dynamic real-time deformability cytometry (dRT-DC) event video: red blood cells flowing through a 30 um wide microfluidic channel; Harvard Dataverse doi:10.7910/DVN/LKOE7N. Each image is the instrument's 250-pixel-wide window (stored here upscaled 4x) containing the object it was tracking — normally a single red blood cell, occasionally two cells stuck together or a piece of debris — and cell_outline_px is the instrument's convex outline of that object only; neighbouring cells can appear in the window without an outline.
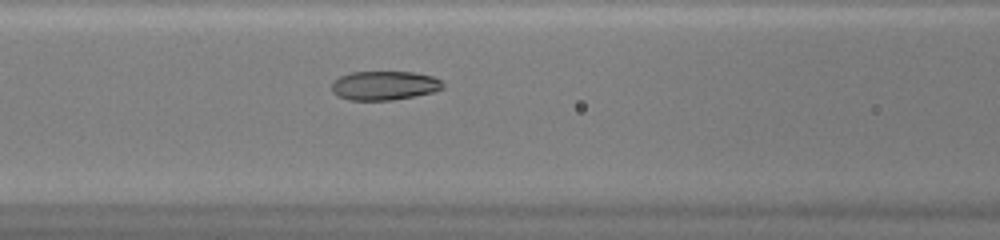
{"species": "common noctule bat (a hibernating species)", "species_latin": "Nyctalus noctula", "temperature_condition": "warm", "stored_images_in_passage": 42, "camera_frame_rate_fps": 3000, "um_per_image_px": 0.085, "animal": {"sex": "female", "body_mass_g": 20.0, "forearm_length_mm": 54.0}, "frame": {"image": 1, "passage_image": 15, "time_ms": 4.667, "image_size_px": [1000, 240], "cell_outline_px": [[444, 88], [432, 92], [416, 96], [392, 100], [348, 100], [336, 96], [332, 92], [332, 80], [340, 76], [352, 72], [412, 72], [432, 76], [440, 80], [444, 84]], "centroid_in_image_um": [32.64, 7.28], "position_along_channel_um": 134.0, "area_um2": 18.96}}
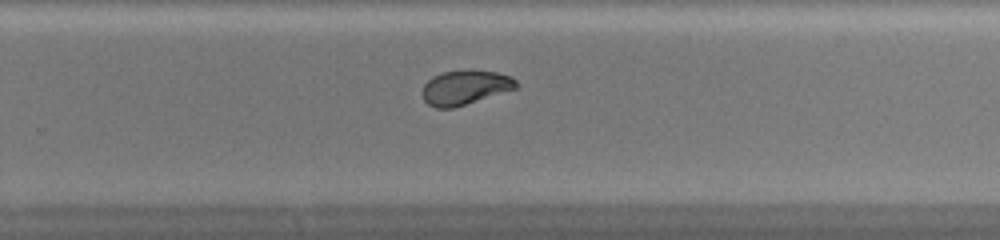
{"frame": {"image": 2, "passage_image": 26, "time_ms": 8.333, "image_size_px": [1000, 240], "cell_outline_px": [[520, 84], [516, 88], [452, 108], [436, 108], [428, 104], [424, 100], [420, 92], [424, 84], [432, 76], [444, 72], [472, 68], [496, 72], [512, 76]], "centroid_in_image_um": [39.52, 7.4], "position_along_channel_um": 290.3, "area_um2": 19.07}}
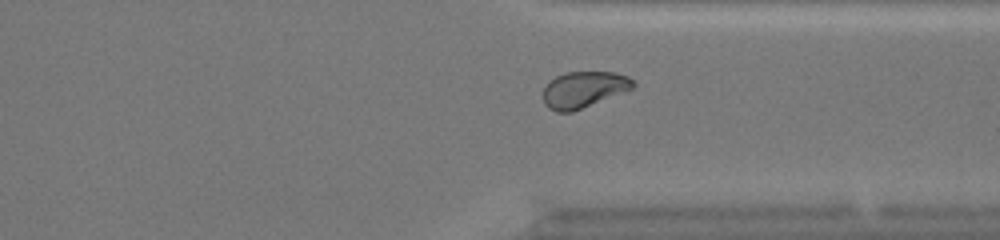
{"frame": {"image": 3, "passage_image": 31, "time_ms": 10.0, "image_size_px": [1000, 240], "cell_outline_px": [[636, 84], [632, 88], [572, 112], [556, 112], [548, 108], [544, 104], [544, 88], [548, 80], [556, 76], [568, 72], [616, 72], [628, 76]], "centroid_in_image_um": [49.58, 7.6], "position_along_channel_um": 361.8, "area_um2": 18.84}, "authors_computed_cell_mechanics": {"area_um2": 19.6231, "velocity_mm_per_s": 4.2664, "shape_relaxation_time_tau1_ms": null, "shape_relaxation_time_tau2_ms": 1.6211, "deformation_change_tau1": null, "deformation_change_tau2": 0.063}}